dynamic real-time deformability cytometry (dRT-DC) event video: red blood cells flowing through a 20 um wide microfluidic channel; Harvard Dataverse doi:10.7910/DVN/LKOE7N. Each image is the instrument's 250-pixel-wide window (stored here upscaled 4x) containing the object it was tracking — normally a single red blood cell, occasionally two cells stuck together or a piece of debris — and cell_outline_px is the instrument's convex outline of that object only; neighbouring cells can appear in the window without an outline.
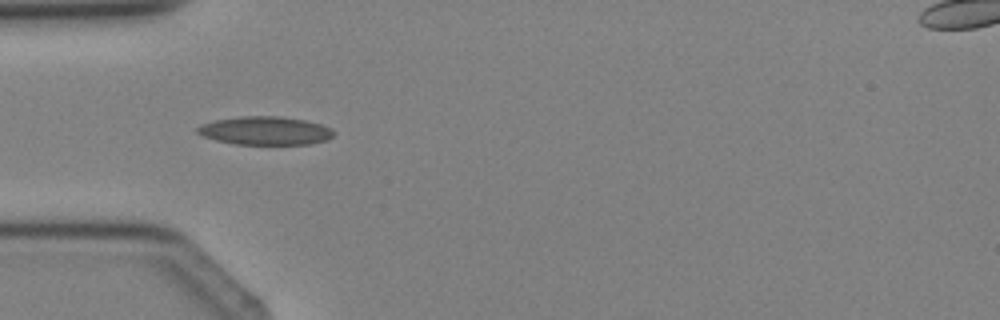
{"species": "Egyptian fruit bat (a non-hibernating species)", "species_latin": "Rousettus aegyptiacus", "temperature_condition": "cold", "stored_images_in_passage": 4, "camera_frame_rate_fps": 3000, "um_per_image_px": 0.085, "animal": {"sex": "female"}, "frame": {"image": 1, "passage_image": 3, "time_ms": 3.333, "image_size_px": [1000, 320], "cell_outline_px": [[336, 132], [328, 140], [312, 144], [236, 144], [216, 140], [204, 136], [196, 132], [196, 128], [200, 124], [212, 120], [240, 116], [280, 116], [304, 120], [320, 124], [332, 128]], "centroid_in_image_um": [22.55, 11.1], "position_along_channel_um": 62.5, "area_um2": 22.72}}
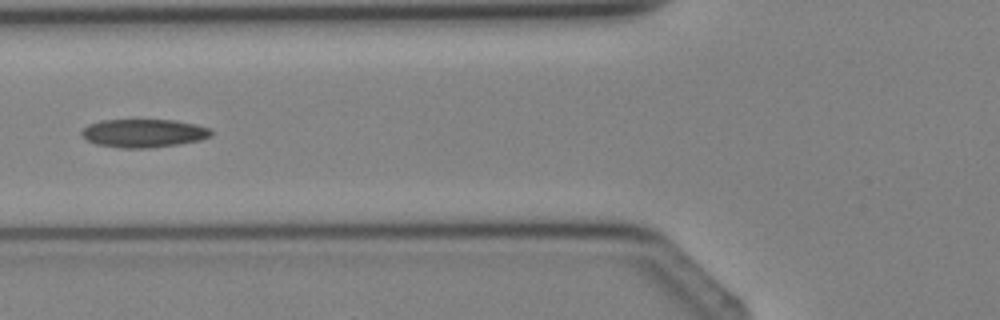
{"frame": {"image": 2, "passage_image": 4, "time_ms": 4.333, "image_size_px": [1000, 320], "cell_outline_px": [[212, 136], [200, 140], [176, 144], [148, 148], [120, 148], [96, 144], [88, 140], [80, 132], [88, 124], [100, 120], [176, 120], [196, 124], [208, 128], [212, 132]], "centroid_in_image_um": [12.21, 11.31], "position_along_channel_um": 113.6, "area_um2": 21.27}}